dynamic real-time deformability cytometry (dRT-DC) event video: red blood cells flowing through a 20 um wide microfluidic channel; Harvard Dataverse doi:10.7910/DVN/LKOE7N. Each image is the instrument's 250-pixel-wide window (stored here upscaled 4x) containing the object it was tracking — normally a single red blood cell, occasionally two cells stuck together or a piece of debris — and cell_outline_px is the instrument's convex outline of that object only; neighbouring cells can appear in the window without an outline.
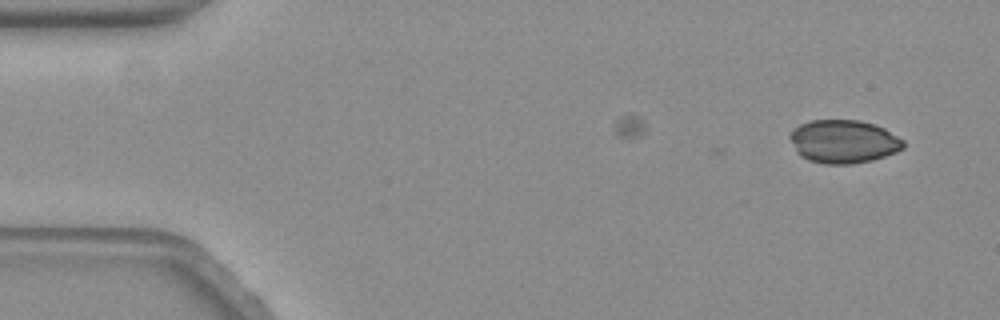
{"species": "common noctule bat (a hibernating species)", "species_latin": "Nyctalus noctula", "temperature_condition": "warm", "stored_images_in_passage": 50, "camera_frame_rate_fps": 3000, "um_per_image_px": 0.085, "animal": {"sex": "female", "body_mass_g": 19.3, "forearm_length_mm": 54.1}, "frame": {"image": 1, "passage_image": 1, "time_ms": 0.0, "image_size_px": [1000, 320], "cell_outline_px": [[904, 148], [896, 152], [872, 160], [852, 164], [824, 164], [808, 160], [796, 148], [788, 136], [800, 124], [812, 120], [860, 120], [884, 128], [904, 140]], "centroid_in_image_um": [71.74, 12.03], "position_along_channel_um": 13.3, "area_um2": 28.26}}
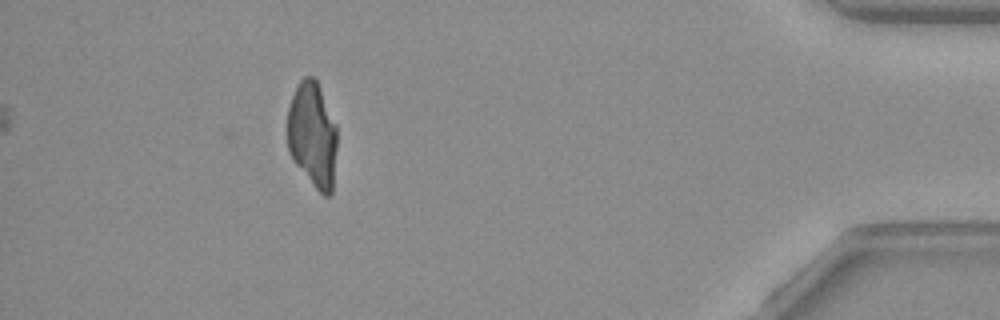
{"frame": {"image": 2, "passage_image": 50, "time_ms": 16.333, "image_size_px": [1000, 320], "cell_outline_px": [[336, 148], [332, 192], [328, 196], [324, 196], [316, 188], [292, 160], [288, 152], [288, 108], [292, 96], [300, 80], [304, 76], [312, 76], [316, 80], [320, 88], [336, 124]], "centroid_in_image_um": [26.55, 11.46], "position_along_channel_um": 408.6, "area_um2": 30.35}}